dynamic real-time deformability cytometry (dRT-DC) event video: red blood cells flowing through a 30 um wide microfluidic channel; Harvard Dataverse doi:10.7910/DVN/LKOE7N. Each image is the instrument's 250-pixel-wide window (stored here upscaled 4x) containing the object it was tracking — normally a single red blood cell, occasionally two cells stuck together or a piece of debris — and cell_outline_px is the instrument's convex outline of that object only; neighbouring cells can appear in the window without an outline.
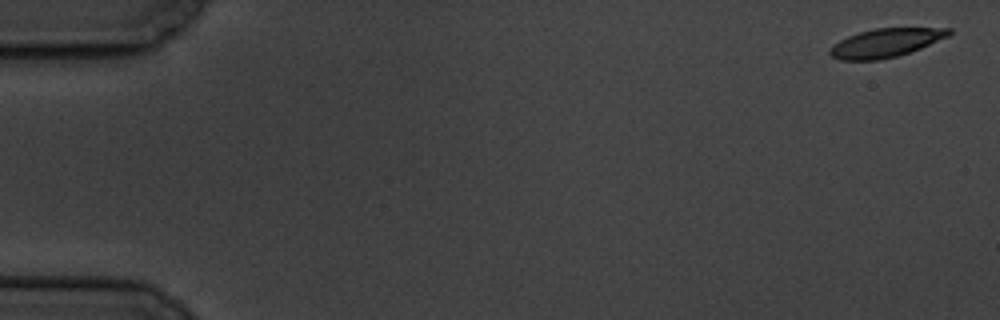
{"species": "common noctule bat (a hibernating species)", "species_latin": "Nyctalus noctula", "temperature_condition": "cold", "stored_images_in_passage": 6, "camera_frame_rate_fps": 3000, "um_per_image_px": 0.085, "animal": {"sex": "male", "body_mass_g": 19.5, "forearm_length_mm": 54.6}, "frame": {"image": 1, "passage_image": 1, "time_ms": 0.0, "image_size_px": [1000, 320], "cell_outline_px": [[952, 32], [948, 36], [920, 48], [896, 56], [880, 60], [840, 60], [832, 56], [828, 52], [832, 44], [848, 36], [860, 32], [876, 28], [952, 28]], "centroid_in_image_um": [75.25, 3.64], "position_along_channel_um": 9.7, "area_um2": 19.65}}
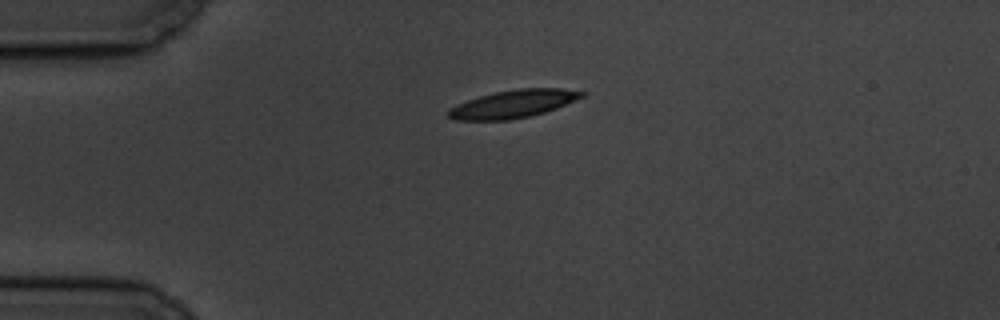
{"frame": {"image": 2, "passage_image": 4, "time_ms": 4.333, "image_size_px": [1000, 320], "cell_outline_px": [[584, 96], [556, 108], [544, 112], [528, 116], [508, 120], [452, 120], [444, 112], [448, 108], [456, 104], [480, 96], [496, 92], [520, 88], [560, 88], [584, 92]], "centroid_in_image_um": [43.55, 8.84], "position_along_channel_um": 41.5, "area_um2": 21.5}}
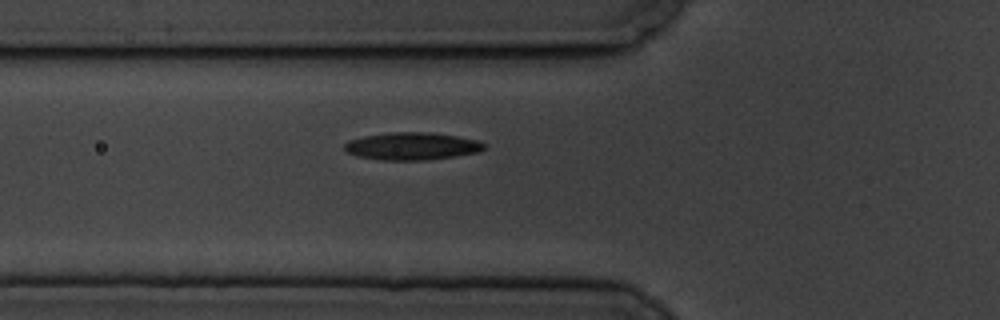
{"frame": {"image": 3, "passage_image": 6, "time_ms": 6.667, "image_size_px": [1000, 320], "cell_outline_px": [[488, 144], [480, 152], [456, 156], [428, 160], [380, 160], [356, 156], [348, 152], [344, 148], [344, 144], [348, 140], [364, 136], [392, 132], [428, 132], [456, 136], [476, 140]], "centroid_in_image_um": [35.02, 12.43], "position_along_channel_um": 90.8, "area_um2": 22.48}}